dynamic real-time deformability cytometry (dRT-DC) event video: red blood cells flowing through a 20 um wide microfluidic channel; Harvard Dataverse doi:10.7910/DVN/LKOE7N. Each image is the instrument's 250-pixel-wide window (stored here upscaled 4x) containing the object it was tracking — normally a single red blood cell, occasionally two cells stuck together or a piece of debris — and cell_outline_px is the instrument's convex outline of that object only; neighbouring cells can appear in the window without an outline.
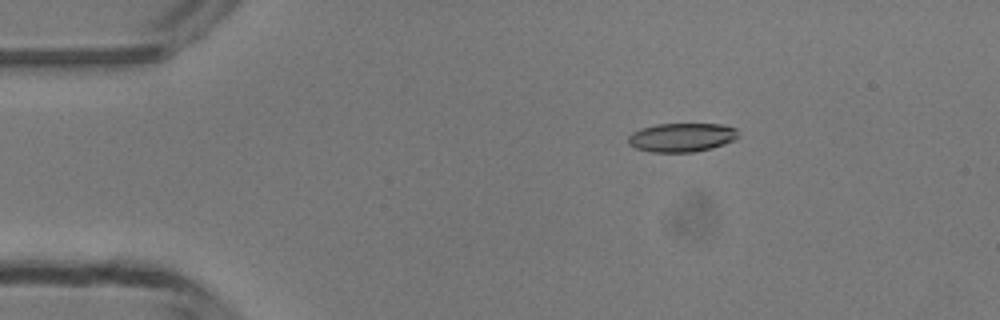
{"species": "common noctule bat (a hibernating species)", "species_latin": "Nyctalus noctula", "temperature_condition": "room temperature", "stored_images_in_passage": 50, "camera_frame_rate_fps": 3000, "um_per_image_px": 0.085, "animal": {"sex": "male", "body_mass_g": 13.3}, "frame": {"image": 1, "passage_image": 9, "time_ms": 2.667, "image_size_px": [1000, 320], "cell_outline_px": [[740, 136], [724, 144], [712, 148], [692, 152], [652, 152], [636, 148], [628, 144], [628, 136], [632, 132], [640, 128], [656, 124], [720, 124], [736, 128]], "centroid_in_image_um": [57.93, 11.67], "position_along_channel_um": 27.1, "area_um2": 18.55}}
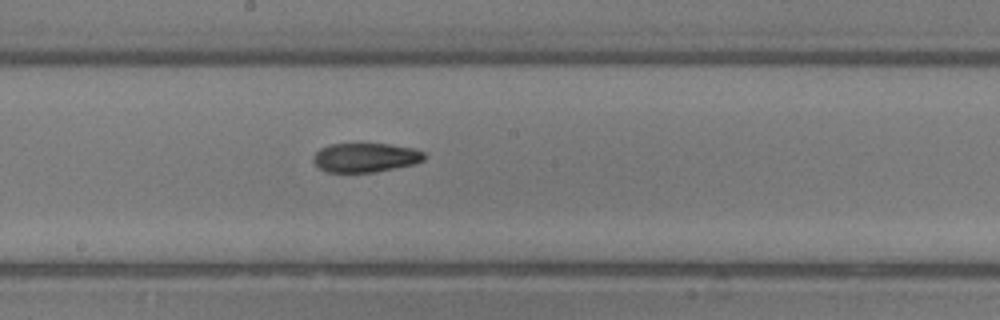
{"frame": {"image": 2, "passage_image": 27, "time_ms": 8.667, "image_size_px": [1000, 320], "cell_outline_px": [[424, 160], [416, 164], [376, 172], [328, 172], [320, 168], [312, 160], [312, 156], [320, 148], [328, 144], [388, 144], [416, 148], [424, 152]], "centroid_in_image_um": [31.08, 13.39], "position_along_channel_um": 217.1, "area_um2": 19.02}}
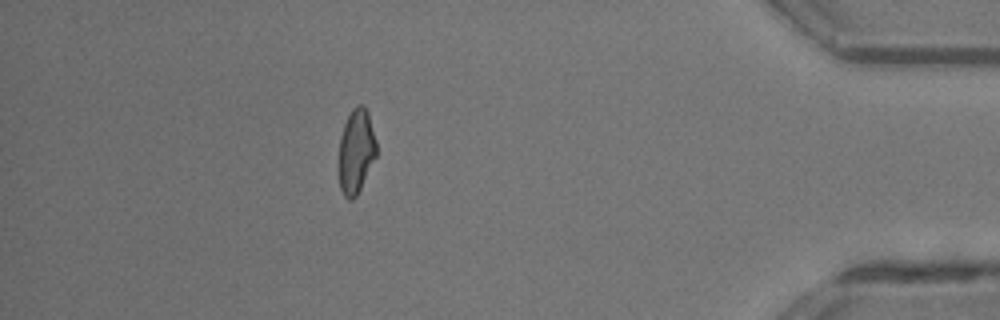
{"frame": {"image": 3, "passage_image": 44, "time_ms": 14.333, "image_size_px": [1000, 320], "cell_outline_px": [[376, 156], [356, 196], [352, 200], [348, 200], [344, 196], [340, 188], [336, 168], [340, 136], [344, 124], [352, 108], [356, 104], [364, 104], [368, 112], [376, 140]], "centroid_in_image_um": [30.22, 12.86], "position_along_channel_um": 405.0, "area_um2": 19.02}, "authors_computed_cell_mechanics": {"area_um2": 19.1896, "velocity_mm_per_s": 4.2122, "shape_relaxation_time_tau1_ms": 10.9415, "shape_relaxation_time_tau2_ms": 4.9403, "deformation_change_tau1": 0.2831, "deformation_change_tau2": 0.1167}}